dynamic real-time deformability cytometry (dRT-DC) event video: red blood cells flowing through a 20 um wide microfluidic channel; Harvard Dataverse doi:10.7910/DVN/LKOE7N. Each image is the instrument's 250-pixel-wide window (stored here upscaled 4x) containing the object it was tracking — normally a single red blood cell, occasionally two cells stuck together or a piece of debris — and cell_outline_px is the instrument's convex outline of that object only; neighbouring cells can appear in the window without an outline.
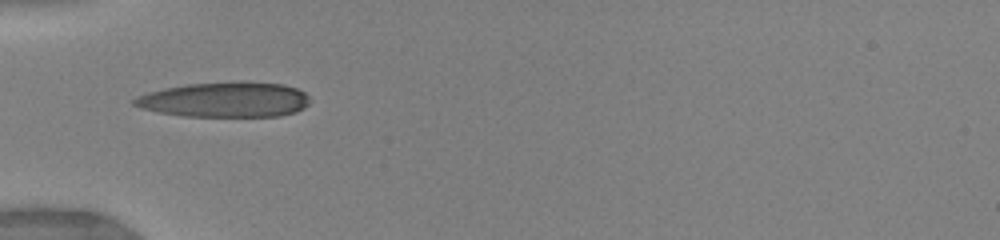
{"species": "human", "species_latin": "Homo sapiens", "temperature_condition": "warm", "stored_images_in_passage": 6, "camera_frame_rate_fps": 3000, "um_per_image_px": 0.085, "donor": {"sex": "female"}, "frame": {"image": 1, "passage_image": 1, "time_ms": 0.0, "image_size_px": [1000, 240], "cell_outline_px": [[308, 104], [304, 108], [296, 112], [280, 116], [184, 116], [160, 112], [140, 108], [132, 104], [132, 100], [136, 96], [148, 92], [164, 88], [184, 84], [240, 80], [244, 80], [284, 84], [296, 88], [304, 92], [308, 96]], "centroid_in_image_um": [19.12, 8.45], "position_along_channel_um": 65.9, "area_um2": 36.47}}